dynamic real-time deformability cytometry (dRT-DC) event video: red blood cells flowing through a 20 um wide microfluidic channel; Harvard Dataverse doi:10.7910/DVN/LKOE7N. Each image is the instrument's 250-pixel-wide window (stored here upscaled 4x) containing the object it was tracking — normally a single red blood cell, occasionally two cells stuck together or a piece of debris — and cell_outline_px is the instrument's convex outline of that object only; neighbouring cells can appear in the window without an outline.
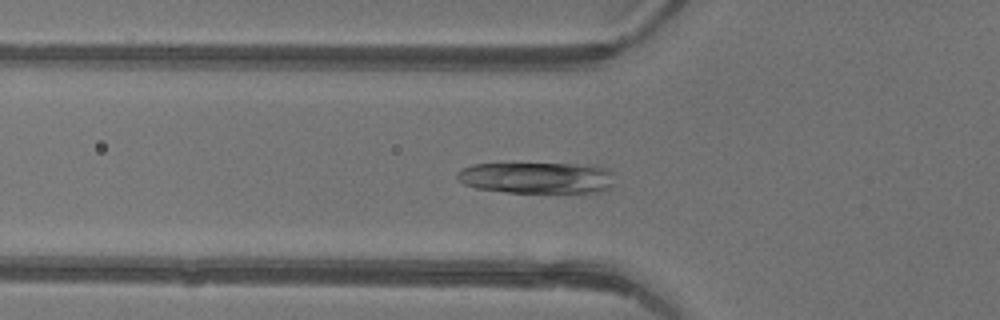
{"species": "common noctule bat (a hibernating species)", "species_latin": "Nyctalus noctula", "temperature_condition": "warm", "stored_images_in_passage": 34, "camera_frame_rate_fps": 3000, "um_per_image_px": 0.085, "animal": {"sex": "female"}, "frame": {"image": 1, "passage_image": 9, "time_ms": 2.667, "image_size_px": [1000, 320], "cell_outline_px": [[616, 184], [612, 188], [600, 192], [508, 192], [476, 188], [464, 184], [456, 180], [456, 172], [460, 168], [472, 164], [596, 164], [608, 168], [612, 172]], "centroid_in_image_um": [45.69, 15.1], "position_along_channel_um": 80.1, "area_um2": 29.36}}
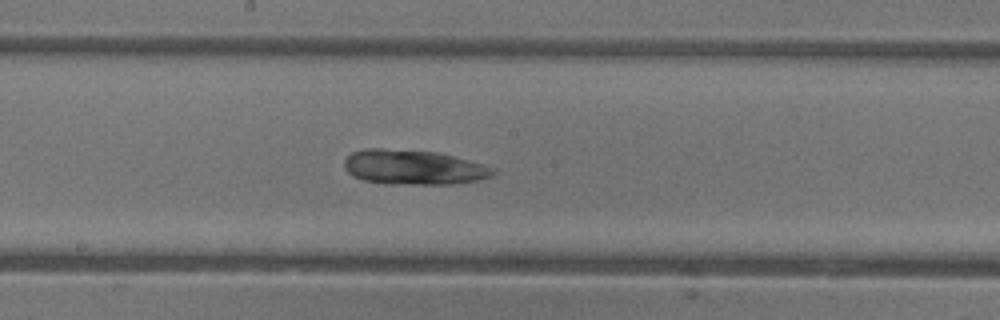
{"frame": {"image": 2, "passage_image": 18, "time_ms": 5.667, "image_size_px": [1000, 320], "cell_outline_px": [[496, 172], [492, 176], [476, 180], [452, 184], [388, 184], [364, 180], [348, 172], [344, 168], [344, 160], [352, 152], [364, 148], [384, 148], [436, 152], [484, 164], [496, 168]], "centroid_in_image_um": [35.15, 14.21], "position_along_channel_um": 213.1, "area_um2": 30.11}}
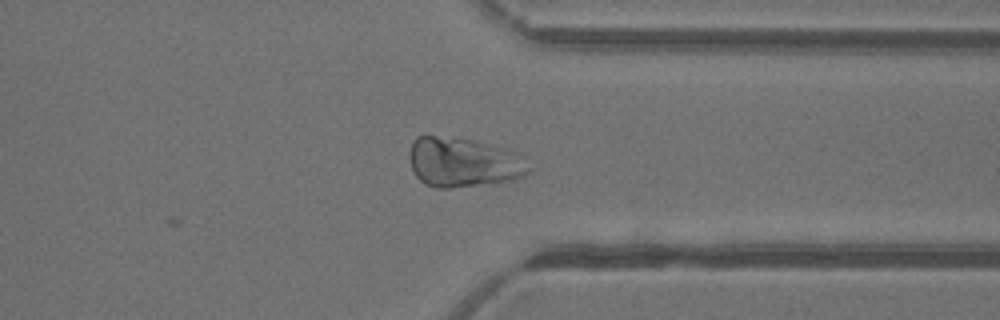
{"frame": {"image": 3, "passage_image": 29, "time_ms": 9.333, "image_size_px": [1000, 320], "cell_outline_px": [[532, 172], [516, 180], [452, 188], [436, 188], [424, 184], [416, 176], [412, 168], [408, 156], [408, 152], [412, 140], [416, 136], [456, 136], [504, 148], [516, 152]], "centroid_in_image_um": [39.34, 13.8], "position_along_channel_um": 372.1, "area_um2": 34.85}, "authors_computed_cell_mechanics": {"area_um2": 29.6514, "velocity_mm_per_s": 4.3886, "shape_relaxation_time_tau1_ms": 3.6218, "shape_relaxation_time_tau2_ms": 2.1905, "deformation_change_tau1": 0.0974, "deformation_change_tau2": 0.0594}}